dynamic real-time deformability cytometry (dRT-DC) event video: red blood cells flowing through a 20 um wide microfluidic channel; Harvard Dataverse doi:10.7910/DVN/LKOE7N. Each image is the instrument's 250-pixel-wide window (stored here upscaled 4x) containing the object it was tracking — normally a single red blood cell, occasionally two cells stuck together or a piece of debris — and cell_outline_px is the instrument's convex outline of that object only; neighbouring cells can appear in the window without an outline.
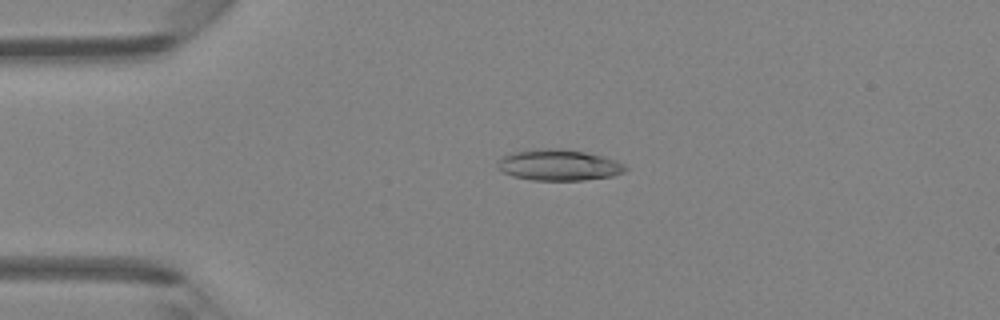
{"species": "Egyptian fruit bat (a non-hibernating species)", "species_latin": "Rousettus aegyptiacus", "temperature_condition": "room temperature", "stored_images_in_passage": 47, "camera_frame_rate_fps": 3000, "um_per_image_px": 0.085, "animal": {"sex": "female"}, "frame": {"image": 1, "passage_image": 11, "time_ms": 3.333, "image_size_px": [1000, 320], "cell_outline_px": [[628, 168], [624, 172], [612, 176], [584, 180], [532, 180], [512, 176], [496, 168], [500, 160], [504, 156], [512, 152], [532, 148], [564, 148], [584, 152], [616, 160], [624, 164]], "centroid_in_image_um": [47.48, 14.02], "position_along_channel_um": 37.5, "area_um2": 23.24}}
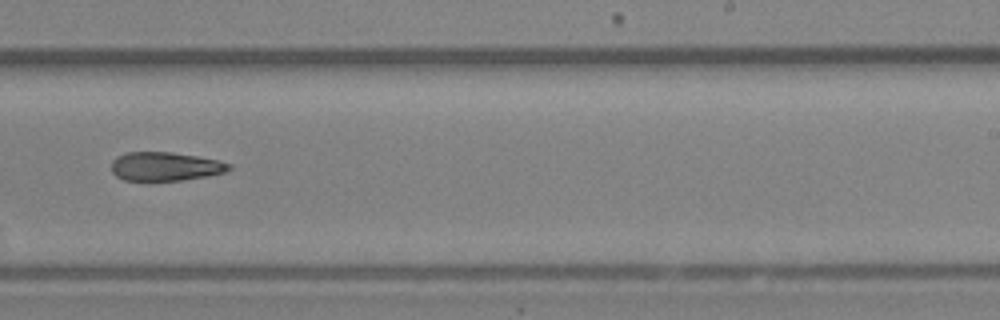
{"frame": {"image": 2, "passage_image": 30, "time_ms": 9.667, "image_size_px": [1000, 320], "cell_outline_px": [[232, 168], [224, 172], [208, 176], [180, 180], [148, 184], [124, 180], [116, 176], [112, 172], [112, 160], [116, 156], [128, 152], [172, 152], [196, 156], [216, 160], [232, 164]], "centroid_in_image_um": [13.98, 14.19], "position_along_channel_um": 275.0, "area_um2": 20.4}}
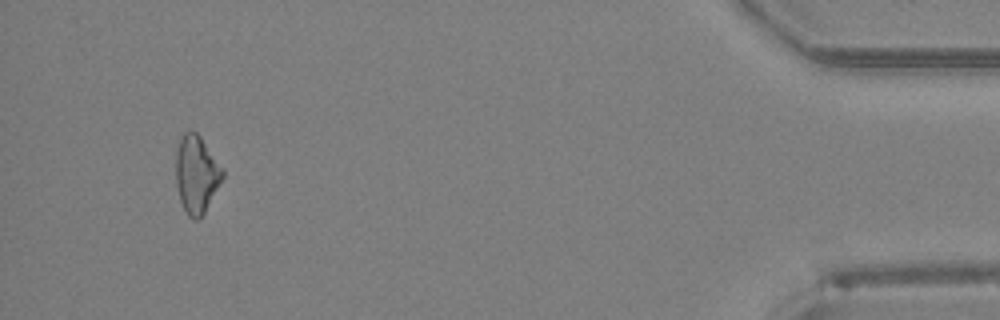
{"frame": {"image": 3, "passage_image": 45, "time_ms": 14.667, "image_size_px": [1000, 320], "cell_outline_px": [[224, 176], [200, 220], [192, 220], [188, 216], [180, 200], [176, 184], [176, 152], [180, 136], [184, 132], [196, 132], [200, 136], [224, 168]], "centroid_in_image_um": [16.7, 14.82], "position_along_channel_um": 418.5, "area_um2": 21.21}}